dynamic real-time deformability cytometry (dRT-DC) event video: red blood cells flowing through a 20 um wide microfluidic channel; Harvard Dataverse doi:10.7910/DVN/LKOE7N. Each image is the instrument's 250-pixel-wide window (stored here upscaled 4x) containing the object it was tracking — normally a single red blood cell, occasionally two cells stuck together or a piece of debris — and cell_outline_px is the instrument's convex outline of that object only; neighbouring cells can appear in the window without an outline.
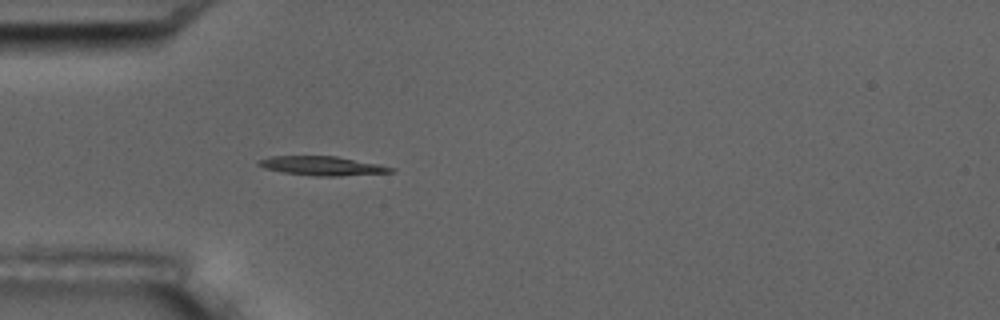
{"species": "common noctule bat (a hibernating species)", "species_latin": "Nyctalus noctula", "temperature_condition": "room temperature", "stored_images_in_passage": 5, "camera_frame_rate_fps": 3000, "um_per_image_px": 0.085, "animal": {"sex": "male", "body_mass_g": 17.5, "forearm_length_mm": 52.3}, "frame": {"image": 1, "passage_image": 5, "time_ms": 4.667, "image_size_px": [1000, 320], "cell_outline_px": [[396, 172], [336, 176], [312, 176], [284, 172], [264, 168], [256, 164], [256, 160], [268, 156], [336, 156], [380, 164], [396, 168]], "centroid_in_image_um": [27.39, 14.09], "position_along_channel_um": 57.6, "area_um2": 14.91}}